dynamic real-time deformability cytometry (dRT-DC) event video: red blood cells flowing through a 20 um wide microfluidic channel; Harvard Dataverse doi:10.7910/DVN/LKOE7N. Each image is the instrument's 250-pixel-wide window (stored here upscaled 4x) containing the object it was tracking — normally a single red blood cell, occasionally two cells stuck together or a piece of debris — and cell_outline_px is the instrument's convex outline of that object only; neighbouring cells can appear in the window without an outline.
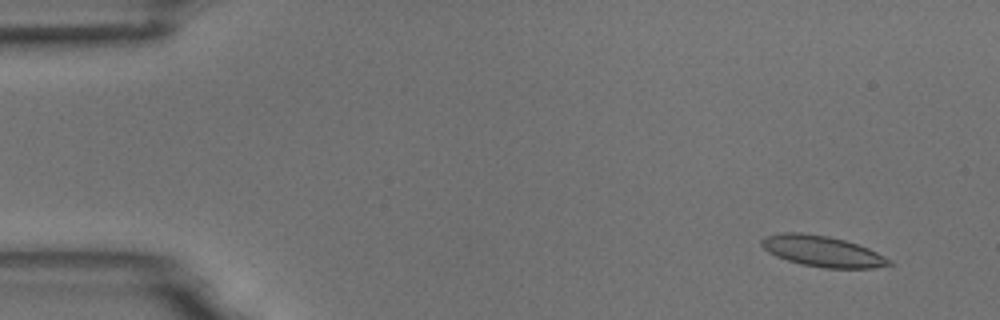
{"species": "common noctule bat (a hibernating species)", "species_latin": "Nyctalus noctula", "temperature_condition": "room temperature", "stored_images_in_passage": 4, "camera_frame_rate_fps": 3000, "um_per_image_px": 0.085, "animal": {"sex": "male", "body_mass_g": 18.8}, "frame": {"image": 1, "passage_image": 1, "time_ms": 0.0, "image_size_px": [1000, 320], "cell_outline_px": [[892, 264], [872, 268], [824, 268], [804, 264], [788, 260], [776, 256], [768, 252], [760, 244], [760, 240], [764, 236], [784, 232], [800, 232], [828, 236], [844, 240], [868, 248], [892, 260]], "centroid_in_image_um": [69.87, 21.35], "position_along_channel_um": 15.1, "area_um2": 22.77}}
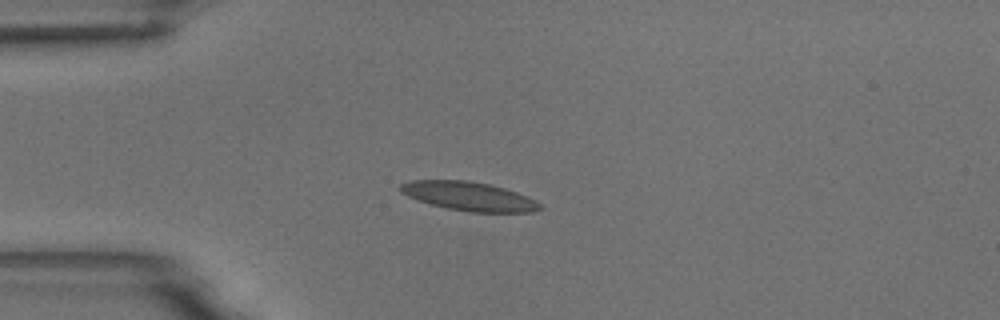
{"frame": {"image": 2, "passage_image": 4, "time_ms": 3.333, "image_size_px": [1000, 320], "cell_outline_px": [[544, 208], [532, 212], [468, 212], [448, 208], [432, 204], [408, 196], [400, 192], [400, 184], [408, 180], [468, 180], [488, 184], [504, 188], [516, 192], [536, 200]], "centroid_in_image_um": [39.87, 16.68], "position_along_channel_um": 45.1, "area_um2": 23.35}}